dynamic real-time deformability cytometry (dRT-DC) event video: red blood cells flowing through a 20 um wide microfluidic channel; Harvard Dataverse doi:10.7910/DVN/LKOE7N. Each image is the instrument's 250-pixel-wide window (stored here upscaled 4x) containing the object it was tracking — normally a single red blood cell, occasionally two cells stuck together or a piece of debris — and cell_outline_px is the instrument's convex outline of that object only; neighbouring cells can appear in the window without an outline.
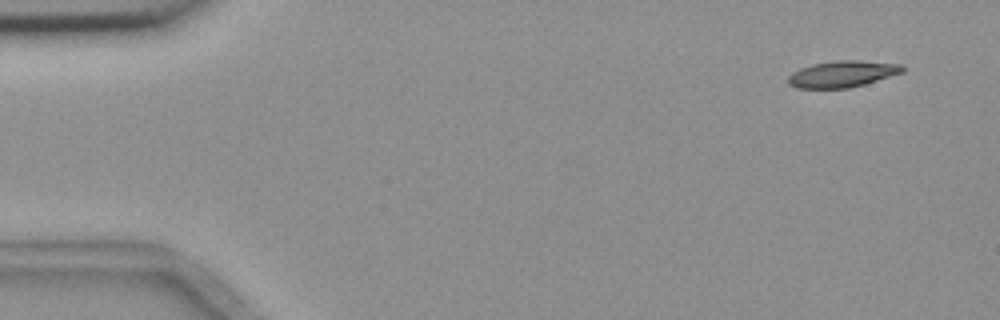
{"species": "common noctule bat (a hibernating species)", "species_latin": "Nyctalus noctula", "temperature_condition": "room temperature", "stored_images_in_passage": 8, "camera_frame_rate_fps": 3000, "um_per_image_px": 0.085, "animal": {"sex": "female", "body_mass_g": 18.4}, "frame": {"image": 1, "passage_image": 1, "time_ms": 0.0, "image_size_px": [1000, 320], "cell_outline_px": [[904, 72], [864, 84], [848, 88], [796, 88], [788, 84], [788, 76], [792, 72], [800, 68], [812, 64], [836, 60], [856, 60], [904, 64]], "centroid_in_image_um": [71.6, 6.28], "position_along_channel_um": 13.4, "area_um2": 17.69}}
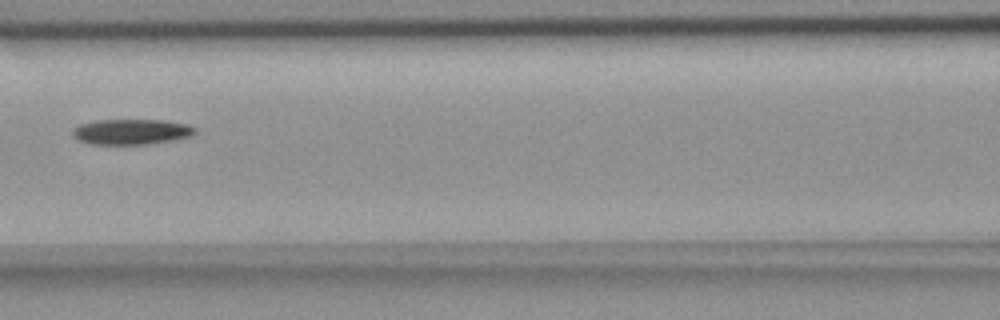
{"frame": {"image": 2, "passage_image": 7, "time_ms": 7.0, "image_size_px": [1000, 320], "cell_outline_px": [[196, 132], [192, 136], [172, 140], [148, 144], [92, 144], [80, 140], [72, 136], [72, 128], [80, 124], [96, 120], [164, 120], [188, 124], [196, 128]], "centroid_in_image_um": [11.17, 11.19], "position_along_channel_um": 155.4, "area_um2": 18.21}}
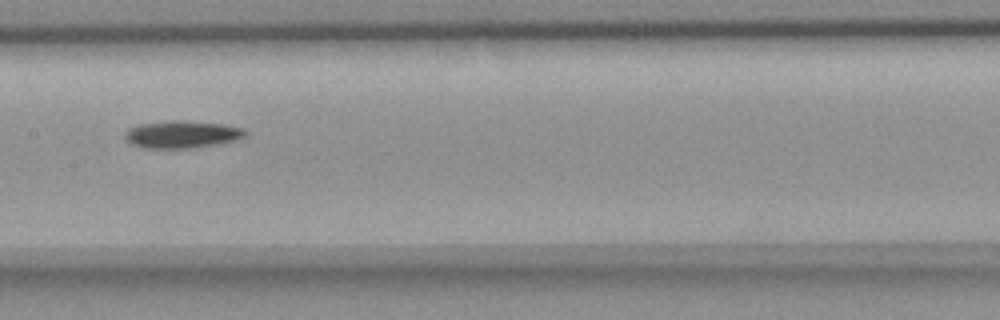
{"frame": {"image": 3, "passage_image": 8, "time_ms": 8.0, "image_size_px": [1000, 320], "cell_outline_px": [[248, 132], [244, 136], [236, 140], [216, 144], [188, 148], [144, 148], [132, 144], [124, 136], [124, 132], [128, 128], [140, 124], [172, 120], [184, 120], [224, 124], [244, 128]], "centroid_in_image_um": [15.47, 11.41], "position_along_channel_um": 191.9, "area_um2": 19.19}}